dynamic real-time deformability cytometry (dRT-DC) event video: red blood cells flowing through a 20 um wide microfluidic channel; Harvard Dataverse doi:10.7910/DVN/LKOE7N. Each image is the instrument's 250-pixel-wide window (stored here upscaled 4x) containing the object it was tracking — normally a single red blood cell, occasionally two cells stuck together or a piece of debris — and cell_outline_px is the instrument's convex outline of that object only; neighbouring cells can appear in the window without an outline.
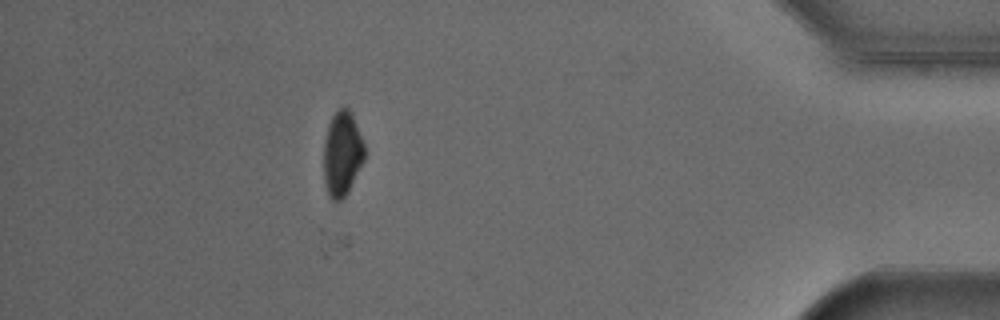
{"species": "Egyptian fruit bat (a non-hibernating species)", "species_latin": "Rousettus aegyptiacus", "temperature_condition": "cold", "stored_images_in_passage": 54, "camera_frame_rate_fps": 3000, "um_per_image_px": 0.085, "animal": {"sex": "male"}, "frame": {"image": 1, "passage_image": 48, "time_ms": 15.667, "image_size_px": [1000, 320], "cell_outline_px": [[364, 160], [348, 192], [336, 204], [328, 196], [324, 184], [324, 140], [328, 124], [332, 116], [340, 108], [348, 108], [352, 112], [364, 144]], "centroid_in_image_um": [29.07, 13.09], "position_along_channel_um": 406.1, "area_um2": 20.29}}